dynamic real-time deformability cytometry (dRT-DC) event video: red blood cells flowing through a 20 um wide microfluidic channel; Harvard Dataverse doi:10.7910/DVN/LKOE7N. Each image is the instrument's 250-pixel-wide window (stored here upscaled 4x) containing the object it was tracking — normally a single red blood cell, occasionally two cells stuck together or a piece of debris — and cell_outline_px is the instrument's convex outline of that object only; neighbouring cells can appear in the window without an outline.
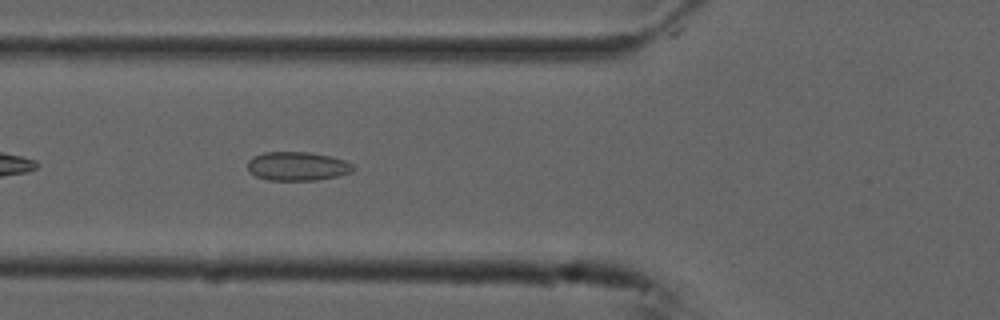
{"species": "common noctule bat (a hibernating species)", "species_latin": "Nyctalus noctula", "temperature_condition": "cold", "stored_images_in_passage": 36, "camera_frame_rate_fps": 3000, "um_per_image_px": 0.085, "animal": {"sex": "male", "forearm_length_mm": 52.5}, "frame": {"image": 1, "passage_image": 6, "time_ms": 1.667, "image_size_px": [1000, 320], "cell_outline_px": [[356, 168], [352, 172], [336, 176], [316, 180], [268, 180], [256, 176], [248, 168], [248, 160], [252, 156], [264, 152], [308, 152], [328, 156], [344, 160], [352, 164]], "centroid_in_image_um": [25.27, 14.12], "position_along_channel_um": 100.5, "area_um2": 17.63}}
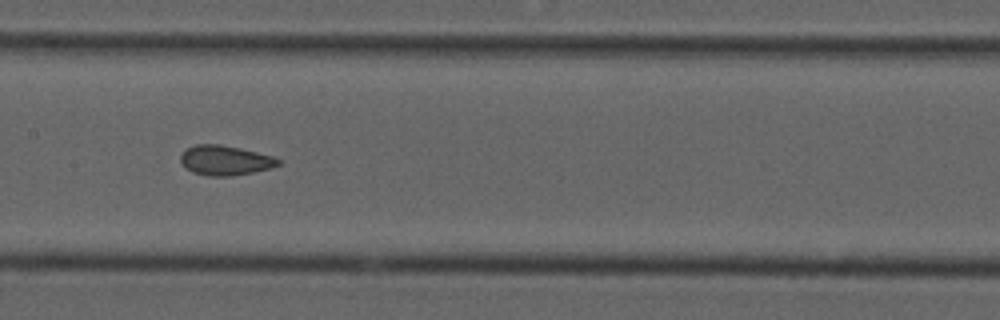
{"frame": {"image": 2, "passage_image": 13, "time_ms": 4.0, "image_size_px": [1000, 320], "cell_outline_px": [[284, 164], [272, 168], [232, 176], [208, 176], [192, 172], [180, 160], [180, 156], [188, 148], [196, 144], [220, 144], [240, 148], [272, 156], [280, 160]], "centroid_in_image_um": [19.18, 13.63], "position_along_channel_um": 188.2, "area_um2": 16.88}}
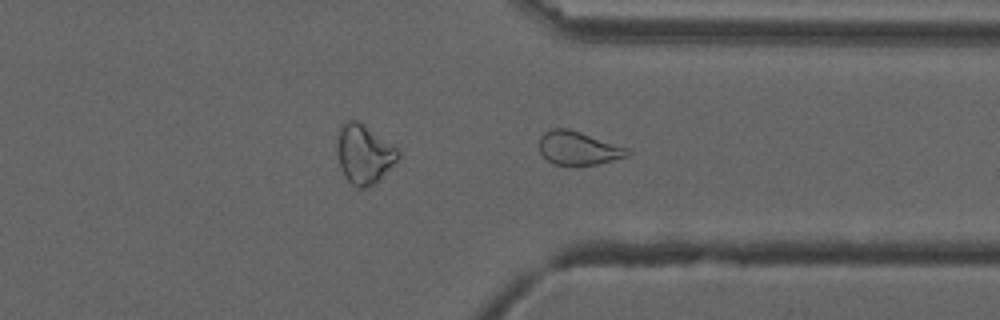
{"frame": {"image": 3, "passage_image": 27, "time_ms": 8.667, "image_size_px": [1000, 320], "cell_outline_px": [[632, 152], [628, 156], [596, 164], [552, 164], [540, 152], [540, 136], [544, 132], [552, 128], [568, 128], [628, 148]], "centroid_in_image_um": [49.15, 12.57], "position_along_channel_um": 362.2, "area_um2": 16.94}, "authors_computed_cell_mechanics": {"area_um2": 17.1955, "velocity_mm_per_s": 3.7402, "shape_relaxation_time_tau1_ms": null, "shape_relaxation_time_tau2_ms": 1.4012, "deformation_change_tau1": null, "deformation_change_tau2": 0.071}}